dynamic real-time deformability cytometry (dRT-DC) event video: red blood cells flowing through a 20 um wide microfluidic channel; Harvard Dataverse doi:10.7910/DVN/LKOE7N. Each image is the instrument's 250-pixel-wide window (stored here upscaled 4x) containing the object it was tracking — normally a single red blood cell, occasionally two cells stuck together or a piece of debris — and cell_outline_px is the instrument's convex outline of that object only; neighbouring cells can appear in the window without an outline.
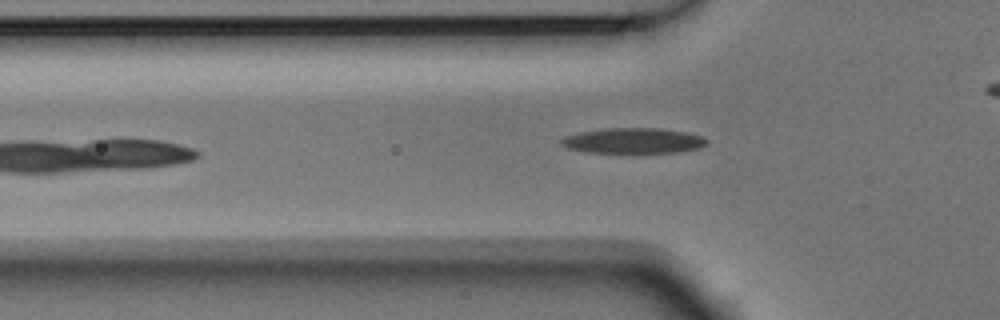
{"species": "Egyptian fruit bat (a non-hibernating species)", "species_latin": "Rousettus aegyptiacus", "temperature_condition": "room temperature", "stored_images_in_passage": 5, "camera_frame_rate_fps": 3000, "um_per_image_px": 0.085, "animal": {"sex": "male"}, "frame": {"image": 1, "passage_image": 5, "time_ms": 1.333, "image_size_px": [1000, 320], "cell_outline_px": [[708, 140], [700, 148], [676, 152], [588, 152], [568, 148], [560, 144], [560, 140], [564, 136], [580, 132], [608, 128], [660, 128], [684, 132], [704, 136]], "centroid_in_image_um": [53.82, 11.95], "position_along_channel_um": 72.0, "area_um2": 21.33}}